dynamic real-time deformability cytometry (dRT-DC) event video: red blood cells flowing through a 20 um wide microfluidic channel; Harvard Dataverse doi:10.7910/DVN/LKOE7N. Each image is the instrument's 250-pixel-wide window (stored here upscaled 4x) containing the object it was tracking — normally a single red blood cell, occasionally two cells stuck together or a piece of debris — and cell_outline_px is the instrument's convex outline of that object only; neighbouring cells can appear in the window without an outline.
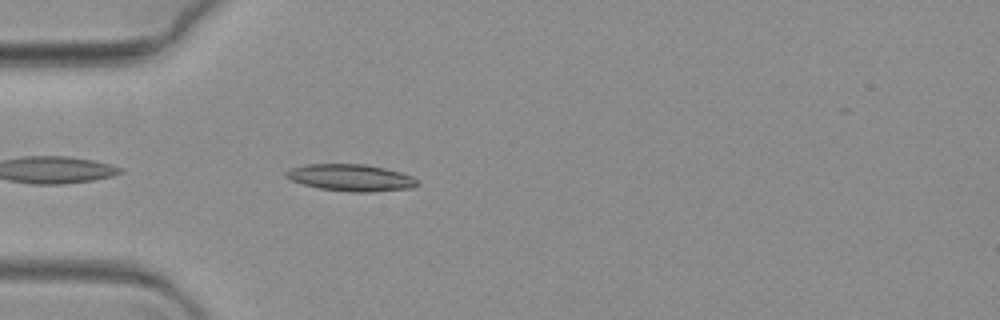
{"species": "common noctule bat (a hibernating species)", "species_latin": "Nyctalus noctula", "temperature_condition": "warm", "stored_images_in_passage": 43, "camera_frame_rate_fps": 3000, "um_per_image_px": 0.085, "animal": {"sex": "female", "body_mass_g": 19.3, "forearm_length_mm": 54.1}, "frame": {"image": 1, "passage_image": 3, "time_ms": 0.667, "image_size_px": [1000, 320], "cell_outline_px": [[420, 184], [412, 188], [372, 192], [352, 192], [320, 188], [304, 184], [292, 180], [284, 176], [284, 172], [292, 168], [308, 164], [364, 164], [384, 168], [400, 172], [412, 176]], "centroid_in_image_um": [29.84, 15.1], "position_along_channel_um": 55.2, "area_um2": 20.4}}
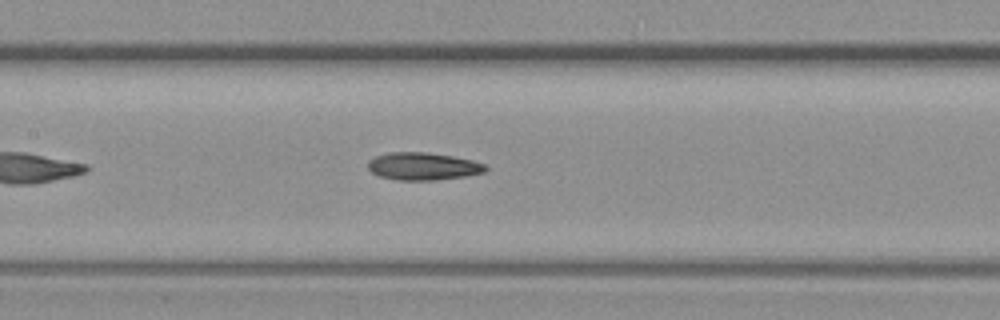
{"frame": {"image": 2, "passage_image": 15, "time_ms": 4.667, "image_size_px": [1000, 320], "cell_outline_px": [[488, 168], [484, 172], [464, 176], [436, 180], [396, 180], [380, 176], [372, 172], [368, 168], [368, 160], [376, 156], [388, 152], [424, 152], [452, 156], [472, 160], [484, 164]], "centroid_in_image_um": [35.93, 14.13], "position_along_channel_um": 171.5, "area_um2": 18.79}}
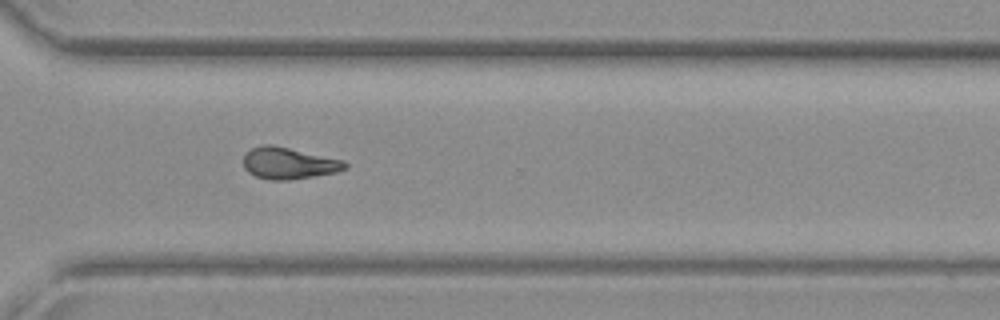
{"frame": {"image": 3, "passage_image": 32, "time_ms": 10.333, "image_size_px": [1000, 320], "cell_outline_px": [[348, 168], [336, 172], [288, 180], [268, 180], [256, 176], [248, 172], [244, 168], [244, 152], [252, 148], [264, 144], [272, 144], [344, 160], [348, 164]], "centroid_in_image_um": [24.53, 13.87], "position_along_channel_um": 346.1, "area_um2": 18.79}}